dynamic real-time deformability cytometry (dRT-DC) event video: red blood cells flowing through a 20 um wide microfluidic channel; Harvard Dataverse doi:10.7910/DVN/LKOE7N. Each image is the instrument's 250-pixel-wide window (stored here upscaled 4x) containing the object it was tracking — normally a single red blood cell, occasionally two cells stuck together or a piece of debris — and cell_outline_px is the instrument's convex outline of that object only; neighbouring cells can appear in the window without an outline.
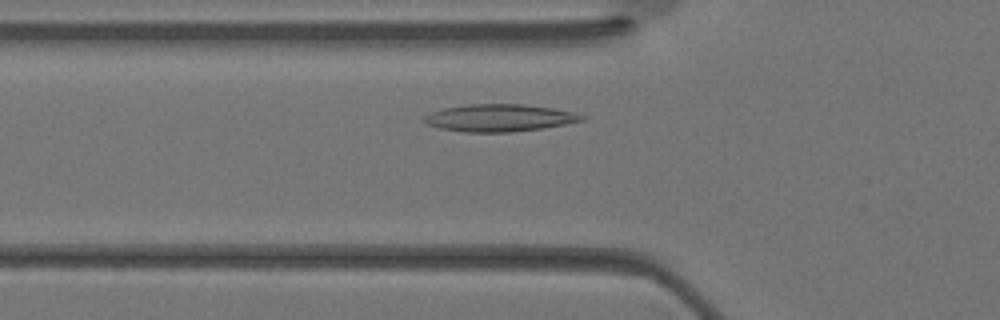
{"species": "Egyptian fruit bat (a non-hibernating species)", "species_latin": "Rousettus aegyptiacus", "temperature_condition": "warm", "stored_images_in_passage": 25, "camera_frame_rate_fps": 3000, "um_per_image_px": 0.085, "animal": {"sex": "female"}, "frame": {"image": 1, "passage_image": 2, "time_ms": 0.333, "image_size_px": [1000, 320], "cell_outline_px": [[588, 116], [584, 120], [544, 128], [512, 132], [464, 132], [440, 128], [428, 124], [420, 120], [424, 116], [432, 112], [444, 108], [468, 104], [524, 104], [552, 108], [572, 112]], "centroid_in_image_um": [42.45, 10.02], "position_along_channel_um": 83.4, "area_um2": 25.09}}
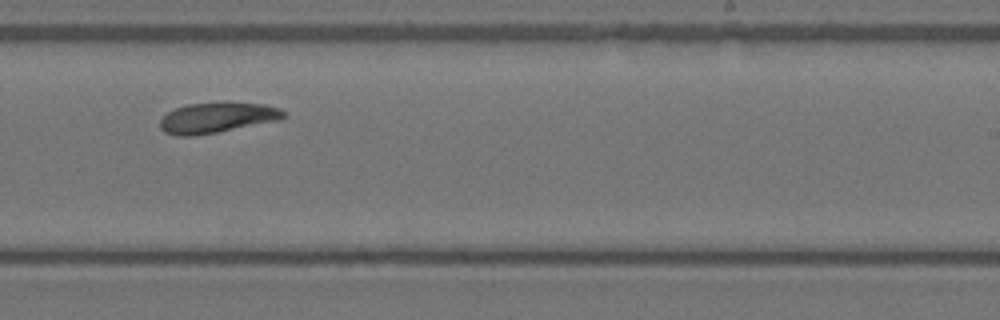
{"frame": {"image": 2, "passage_image": 12, "time_ms": 3.667, "image_size_px": [1000, 320], "cell_outline_px": [[288, 116], [280, 120], [216, 132], [192, 136], [176, 136], [164, 132], [160, 128], [160, 120], [168, 112], [176, 108], [188, 104], [224, 100], [264, 104], [280, 108], [288, 112]], "centroid_in_image_um": [18.51, 9.96], "position_along_channel_um": 270.5, "area_um2": 22.54}}
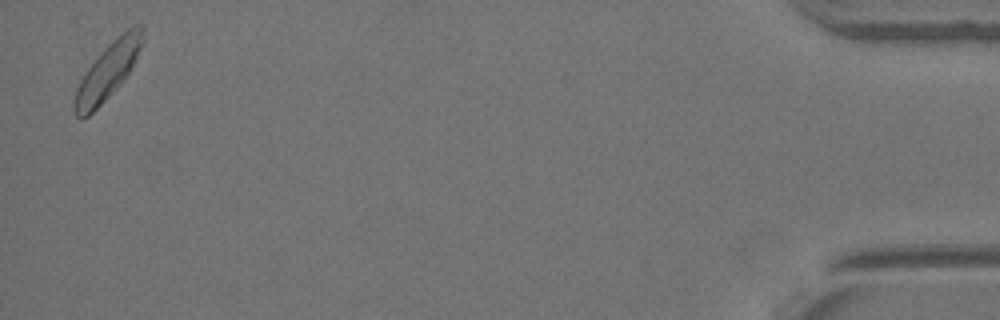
{"frame": {"image": 3, "passage_image": 25, "time_ms": 8.0, "image_size_px": [1000, 320], "cell_outline_px": [[144, 40], [132, 68], [124, 80], [88, 116], [80, 120], [72, 112], [72, 104], [76, 88], [84, 72], [96, 56], [112, 40], [132, 24], [144, 24]], "centroid_in_image_um": [9.15, 6.01], "position_along_channel_um": 426.0, "area_um2": 22.77}}